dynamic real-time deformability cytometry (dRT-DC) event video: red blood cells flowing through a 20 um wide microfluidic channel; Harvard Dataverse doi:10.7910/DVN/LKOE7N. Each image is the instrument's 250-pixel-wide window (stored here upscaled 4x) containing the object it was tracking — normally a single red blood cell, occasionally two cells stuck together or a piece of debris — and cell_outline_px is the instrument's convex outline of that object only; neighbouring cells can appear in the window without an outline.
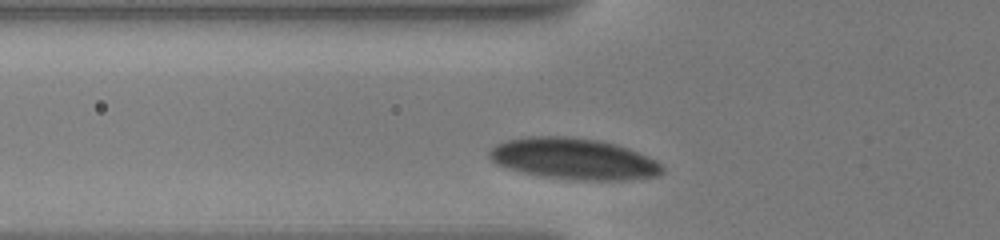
{"species": "human", "species_latin": "Homo sapiens", "temperature_condition": "warm", "stored_images_in_passage": 39, "camera_frame_rate_fps": 3000, "um_per_image_px": 0.085, "donor": {"sex": "male"}, "frame": {"image": 1, "passage_image": 2, "time_ms": 0.333, "image_size_px": [1000, 240], "cell_outline_px": [[664, 172], [660, 176], [624, 180], [580, 180], [540, 176], [520, 172], [496, 164], [488, 156], [488, 152], [496, 144], [508, 140], [528, 136], [564, 136], [596, 140], [616, 144], [628, 148], [656, 160], [664, 168]], "centroid_in_image_um": [48.77, 13.51], "position_along_channel_um": 77.0, "area_um2": 41.62}}
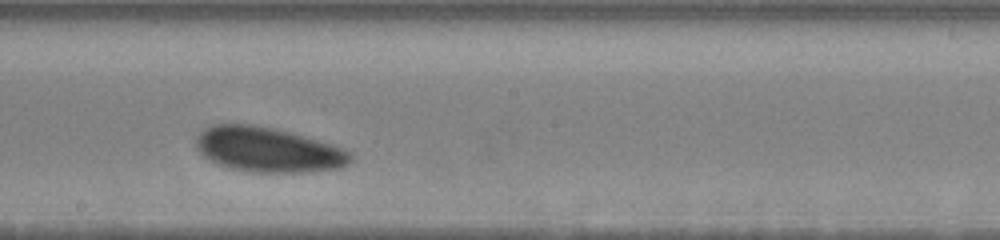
{"frame": {"image": 2, "passage_image": 23, "time_ms": 4.667, "image_size_px": [1000, 240], "cell_outline_px": [[352, 164], [340, 168], [308, 172], [252, 172], [232, 168], [216, 164], [204, 156], [196, 148], [196, 140], [200, 132], [204, 128], [216, 124], [252, 124], [272, 128], [288, 132], [332, 144], [352, 152]], "centroid_in_image_um": [22.81, 12.73], "position_along_channel_um": 225.4, "area_um2": 40.34}}
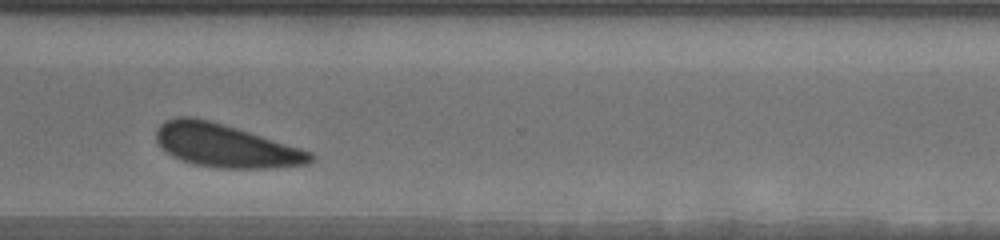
{"frame": {"image": 3, "passage_image": 38, "time_ms": 8.333, "image_size_px": [1000, 240], "cell_outline_px": [[316, 160], [308, 164], [276, 168], [220, 168], [196, 164], [180, 160], [172, 156], [156, 140], [156, 128], [164, 120], [176, 116], [192, 116], [208, 120], [236, 128], [312, 152], [316, 156]], "centroid_in_image_um": [19.17, 12.38], "position_along_channel_um": 351.4, "area_um2": 38.61}}